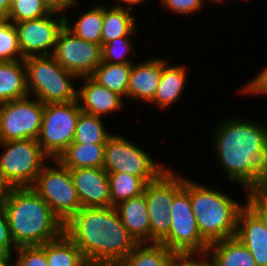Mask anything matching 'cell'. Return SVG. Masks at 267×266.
<instances>
[{
  "mask_svg": "<svg viewBox=\"0 0 267 266\" xmlns=\"http://www.w3.org/2000/svg\"><path fill=\"white\" fill-rule=\"evenodd\" d=\"M214 131L216 156L227 176L247 191L267 190V127L237 118Z\"/></svg>",
  "mask_w": 267,
  "mask_h": 266,
  "instance_id": "obj_1",
  "label": "cell"
},
{
  "mask_svg": "<svg viewBox=\"0 0 267 266\" xmlns=\"http://www.w3.org/2000/svg\"><path fill=\"white\" fill-rule=\"evenodd\" d=\"M64 233L89 265L117 266L138 244L115 207H81L64 223Z\"/></svg>",
  "mask_w": 267,
  "mask_h": 266,
  "instance_id": "obj_2",
  "label": "cell"
},
{
  "mask_svg": "<svg viewBox=\"0 0 267 266\" xmlns=\"http://www.w3.org/2000/svg\"><path fill=\"white\" fill-rule=\"evenodd\" d=\"M2 208L16 247L41 246L64 232V223L31 187H15Z\"/></svg>",
  "mask_w": 267,
  "mask_h": 266,
  "instance_id": "obj_3",
  "label": "cell"
},
{
  "mask_svg": "<svg viewBox=\"0 0 267 266\" xmlns=\"http://www.w3.org/2000/svg\"><path fill=\"white\" fill-rule=\"evenodd\" d=\"M201 236L209 243L236 235L237 220L244 207L217 189H208L183 177Z\"/></svg>",
  "mask_w": 267,
  "mask_h": 266,
  "instance_id": "obj_4",
  "label": "cell"
},
{
  "mask_svg": "<svg viewBox=\"0 0 267 266\" xmlns=\"http://www.w3.org/2000/svg\"><path fill=\"white\" fill-rule=\"evenodd\" d=\"M27 89L43 104L68 103L77 100V89L70 80L77 78L63 68L53 55L24 59Z\"/></svg>",
  "mask_w": 267,
  "mask_h": 266,
  "instance_id": "obj_5",
  "label": "cell"
},
{
  "mask_svg": "<svg viewBox=\"0 0 267 266\" xmlns=\"http://www.w3.org/2000/svg\"><path fill=\"white\" fill-rule=\"evenodd\" d=\"M81 111L78 100L44 104L42 124L36 140L49 158L57 160L73 142Z\"/></svg>",
  "mask_w": 267,
  "mask_h": 266,
  "instance_id": "obj_6",
  "label": "cell"
},
{
  "mask_svg": "<svg viewBox=\"0 0 267 266\" xmlns=\"http://www.w3.org/2000/svg\"><path fill=\"white\" fill-rule=\"evenodd\" d=\"M55 163L56 167L45 165L30 187L47 202L52 212L66 223L81 208V203L69 168L57 160Z\"/></svg>",
  "mask_w": 267,
  "mask_h": 266,
  "instance_id": "obj_7",
  "label": "cell"
},
{
  "mask_svg": "<svg viewBox=\"0 0 267 266\" xmlns=\"http://www.w3.org/2000/svg\"><path fill=\"white\" fill-rule=\"evenodd\" d=\"M0 169L14 187H30L49 158L36 139L0 141Z\"/></svg>",
  "mask_w": 267,
  "mask_h": 266,
  "instance_id": "obj_8",
  "label": "cell"
},
{
  "mask_svg": "<svg viewBox=\"0 0 267 266\" xmlns=\"http://www.w3.org/2000/svg\"><path fill=\"white\" fill-rule=\"evenodd\" d=\"M182 189L183 177L169 169H165L156 179L146 184L144 194L147 201L151 243H160L169 234L172 202Z\"/></svg>",
  "mask_w": 267,
  "mask_h": 266,
  "instance_id": "obj_9",
  "label": "cell"
},
{
  "mask_svg": "<svg viewBox=\"0 0 267 266\" xmlns=\"http://www.w3.org/2000/svg\"><path fill=\"white\" fill-rule=\"evenodd\" d=\"M169 234L160 242L174 255L206 253L209 243L201 236L190 195L183 188L173 199Z\"/></svg>",
  "mask_w": 267,
  "mask_h": 266,
  "instance_id": "obj_10",
  "label": "cell"
},
{
  "mask_svg": "<svg viewBox=\"0 0 267 266\" xmlns=\"http://www.w3.org/2000/svg\"><path fill=\"white\" fill-rule=\"evenodd\" d=\"M103 169L107 173H128L143 178L147 183L165 169L147 152L123 136L112 134L105 143Z\"/></svg>",
  "mask_w": 267,
  "mask_h": 266,
  "instance_id": "obj_11",
  "label": "cell"
},
{
  "mask_svg": "<svg viewBox=\"0 0 267 266\" xmlns=\"http://www.w3.org/2000/svg\"><path fill=\"white\" fill-rule=\"evenodd\" d=\"M44 104L29 97L0 104V141L37 139Z\"/></svg>",
  "mask_w": 267,
  "mask_h": 266,
  "instance_id": "obj_12",
  "label": "cell"
},
{
  "mask_svg": "<svg viewBox=\"0 0 267 266\" xmlns=\"http://www.w3.org/2000/svg\"><path fill=\"white\" fill-rule=\"evenodd\" d=\"M53 56L77 78L92 76L102 63L101 45L78 38L66 25L59 32Z\"/></svg>",
  "mask_w": 267,
  "mask_h": 266,
  "instance_id": "obj_13",
  "label": "cell"
},
{
  "mask_svg": "<svg viewBox=\"0 0 267 266\" xmlns=\"http://www.w3.org/2000/svg\"><path fill=\"white\" fill-rule=\"evenodd\" d=\"M54 14L57 12L52 11L38 19L14 23L18 33V45L24 59L53 55L59 32L65 25V16L54 19Z\"/></svg>",
  "mask_w": 267,
  "mask_h": 266,
  "instance_id": "obj_14",
  "label": "cell"
},
{
  "mask_svg": "<svg viewBox=\"0 0 267 266\" xmlns=\"http://www.w3.org/2000/svg\"><path fill=\"white\" fill-rule=\"evenodd\" d=\"M81 207H114L108 173L103 168L69 169Z\"/></svg>",
  "mask_w": 267,
  "mask_h": 266,
  "instance_id": "obj_15",
  "label": "cell"
},
{
  "mask_svg": "<svg viewBox=\"0 0 267 266\" xmlns=\"http://www.w3.org/2000/svg\"><path fill=\"white\" fill-rule=\"evenodd\" d=\"M235 236L251 252L257 266H267V229L246 204L239 212Z\"/></svg>",
  "mask_w": 267,
  "mask_h": 266,
  "instance_id": "obj_16",
  "label": "cell"
},
{
  "mask_svg": "<svg viewBox=\"0 0 267 266\" xmlns=\"http://www.w3.org/2000/svg\"><path fill=\"white\" fill-rule=\"evenodd\" d=\"M84 83L77 91L78 102L85 113L101 116L122 108L123 98L116 92L100 85L91 76L81 78ZM80 100V101H79Z\"/></svg>",
  "mask_w": 267,
  "mask_h": 266,
  "instance_id": "obj_17",
  "label": "cell"
},
{
  "mask_svg": "<svg viewBox=\"0 0 267 266\" xmlns=\"http://www.w3.org/2000/svg\"><path fill=\"white\" fill-rule=\"evenodd\" d=\"M162 73V59H152L132 65L127 98L151 102L154 99Z\"/></svg>",
  "mask_w": 267,
  "mask_h": 266,
  "instance_id": "obj_18",
  "label": "cell"
},
{
  "mask_svg": "<svg viewBox=\"0 0 267 266\" xmlns=\"http://www.w3.org/2000/svg\"><path fill=\"white\" fill-rule=\"evenodd\" d=\"M122 223L137 243H150V222L145 194L124 200L115 206Z\"/></svg>",
  "mask_w": 267,
  "mask_h": 266,
  "instance_id": "obj_19",
  "label": "cell"
},
{
  "mask_svg": "<svg viewBox=\"0 0 267 266\" xmlns=\"http://www.w3.org/2000/svg\"><path fill=\"white\" fill-rule=\"evenodd\" d=\"M29 96L24 59L0 61V104Z\"/></svg>",
  "mask_w": 267,
  "mask_h": 266,
  "instance_id": "obj_20",
  "label": "cell"
},
{
  "mask_svg": "<svg viewBox=\"0 0 267 266\" xmlns=\"http://www.w3.org/2000/svg\"><path fill=\"white\" fill-rule=\"evenodd\" d=\"M186 67L181 65H167L162 59V73L154 99L151 104H157L159 108L165 109L173 105L182 95L186 83Z\"/></svg>",
  "mask_w": 267,
  "mask_h": 266,
  "instance_id": "obj_21",
  "label": "cell"
},
{
  "mask_svg": "<svg viewBox=\"0 0 267 266\" xmlns=\"http://www.w3.org/2000/svg\"><path fill=\"white\" fill-rule=\"evenodd\" d=\"M207 253L217 266H257L251 252L236 236L211 243Z\"/></svg>",
  "mask_w": 267,
  "mask_h": 266,
  "instance_id": "obj_22",
  "label": "cell"
},
{
  "mask_svg": "<svg viewBox=\"0 0 267 266\" xmlns=\"http://www.w3.org/2000/svg\"><path fill=\"white\" fill-rule=\"evenodd\" d=\"M105 144L71 143L59 156L64 167L76 168H103Z\"/></svg>",
  "mask_w": 267,
  "mask_h": 266,
  "instance_id": "obj_23",
  "label": "cell"
},
{
  "mask_svg": "<svg viewBox=\"0 0 267 266\" xmlns=\"http://www.w3.org/2000/svg\"><path fill=\"white\" fill-rule=\"evenodd\" d=\"M131 6L114 5L108 9L104 7L103 27L101 31V46L119 37H130L134 34L136 25Z\"/></svg>",
  "mask_w": 267,
  "mask_h": 266,
  "instance_id": "obj_24",
  "label": "cell"
},
{
  "mask_svg": "<svg viewBox=\"0 0 267 266\" xmlns=\"http://www.w3.org/2000/svg\"><path fill=\"white\" fill-rule=\"evenodd\" d=\"M40 247L46 253L48 266H90L81 250L64 232Z\"/></svg>",
  "mask_w": 267,
  "mask_h": 266,
  "instance_id": "obj_25",
  "label": "cell"
},
{
  "mask_svg": "<svg viewBox=\"0 0 267 266\" xmlns=\"http://www.w3.org/2000/svg\"><path fill=\"white\" fill-rule=\"evenodd\" d=\"M174 256L162 243H138L117 266H173Z\"/></svg>",
  "mask_w": 267,
  "mask_h": 266,
  "instance_id": "obj_26",
  "label": "cell"
},
{
  "mask_svg": "<svg viewBox=\"0 0 267 266\" xmlns=\"http://www.w3.org/2000/svg\"><path fill=\"white\" fill-rule=\"evenodd\" d=\"M133 63L102 62L92 74V78L110 91L127 97L129 75Z\"/></svg>",
  "mask_w": 267,
  "mask_h": 266,
  "instance_id": "obj_27",
  "label": "cell"
},
{
  "mask_svg": "<svg viewBox=\"0 0 267 266\" xmlns=\"http://www.w3.org/2000/svg\"><path fill=\"white\" fill-rule=\"evenodd\" d=\"M65 15V25L78 38L101 45V31L104 19V6L97 5L82 14L73 27L69 25L68 17Z\"/></svg>",
  "mask_w": 267,
  "mask_h": 266,
  "instance_id": "obj_28",
  "label": "cell"
},
{
  "mask_svg": "<svg viewBox=\"0 0 267 266\" xmlns=\"http://www.w3.org/2000/svg\"><path fill=\"white\" fill-rule=\"evenodd\" d=\"M111 203L115 207L124 200L144 193L147 182L128 173H108Z\"/></svg>",
  "mask_w": 267,
  "mask_h": 266,
  "instance_id": "obj_29",
  "label": "cell"
},
{
  "mask_svg": "<svg viewBox=\"0 0 267 266\" xmlns=\"http://www.w3.org/2000/svg\"><path fill=\"white\" fill-rule=\"evenodd\" d=\"M111 135L104 129L101 116L81 111L72 143L105 144Z\"/></svg>",
  "mask_w": 267,
  "mask_h": 266,
  "instance_id": "obj_30",
  "label": "cell"
},
{
  "mask_svg": "<svg viewBox=\"0 0 267 266\" xmlns=\"http://www.w3.org/2000/svg\"><path fill=\"white\" fill-rule=\"evenodd\" d=\"M52 11L40 0H15L11 3L8 21L18 23L24 20L38 19Z\"/></svg>",
  "mask_w": 267,
  "mask_h": 266,
  "instance_id": "obj_31",
  "label": "cell"
},
{
  "mask_svg": "<svg viewBox=\"0 0 267 266\" xmlns=\"http://www.w3.org/2000/svg\"><path fill=\"white\" fill-rule=\"evenodd\" d=\"M24 59L18 45V33L14 23L0 19V61Z\"/></svg>",
  "mask_w": 267,
  "mask_h": 266,
  "instance_id": "obj_32",
  "label": "cell"
},
{
  "mask_svg": "<svg viewBox=\"0 0 267 266\" xmlns=\"http://www.w3.org/2000/svg\"><path fill=\"white\" fill-rule=\"evenodd\" d=\"M129 37H119L101 46L102 62L131 63L125 56L132 50Z\"/></svg>",
  "mask_w": 267,
  "mask_h": 266,
  "instance_id": "obj_33",
  "label": "cell"
},
{
  "mask_svg": "<svg viewBox=\"0 0 267 266\" xmlns=\"http://www.w3.org/2000/svg\"><path fill=\"white\" fill-rule=\"evenodd\" d=\"M18 260L15 266H48L45 251L40 246L17 247Z\"/></svg>",
  "mask_w": 267,
  "mask_h": 266,
  "instance_id": "obj_34",
  "label": "cell"
},
{
  "mask_svg": "<svg viewBox=\"0 0 267 266\" xmlns=\"http://www.w3.org/2000/svg\"><path fill=\"white\" fill-rule=\"evenodd\" d=\"M246 205L259 217L267 229V190L248 191Z\"/></svg>",
  "mask_w": 267,
  "mask_h": 266,
  "instance_id": "obj_35",
  "label": "cell"
},
{
  "mask_svg": "<svg viewBox=\"0 0 267 266\" xmlns=\"http://www.w3.org/2000/svg\"><path fill=\"white\" fill-rule=\"evenodd\" d=\"M168 10L174 13L186 15L199 11L203 7L204 0H160Z\"/></svg>",
  "mask_w": 267,
  "mask_h": 266,
  "instance_id": "obj_36",
  "label": "cell"
},
{
  "mask_svg": "<svg viewBox=\"0 0 267 266\" xmlns=\"http://www.w3.org/2000/svg\"><path fill=\"white\" fill-rule=\"evenodd\" d=\"M12 247H14L15 250L17 248L12 240L4 209L0 207V252L12 253L11 250H14Z\"/></svg>",
  "mask_w": 267,
  "mask_h": 266,
  "instance_id": "obj_37",
  "label": "cell"
},
{
  "mask_svg": "<svg viewBox=\"0 0 267 266\" xmlns=\"http://www.w3.org/2000/svg\"><path fill=\"white\" fill-rule=\"evenodd\" d=\"M195 254H178L174 256L173 266H217L214 259L209 255V253H201L197 257H200L203 261L194 260ZM206 256V259H205ZM193 258V259H192ZM208 258V260H207ZM211 259V260H210ZM207 260V261H206Z\"/></svg>",
  "mask_w": 267,
  "mask_h": 266,
  "instance_id": "obj_38",
  "label": "cell"
},
{
  "mask_svg": "<svg viewBox=\"0 0 267 266\" xmlns=\"http://www.w3.org/2000/svg\"><path fill=\"white\" fill-rule=\"evenodd\" d=\"M242 93H253V94H265L267 95V67L259 73L252 81L248 82L243 88L241 89Z\"/></svg>",
  "mask_w": 267,
  "mask_h": 266,
  "instance_id": "obj_39",
  "label": "cell"
},
{
  "mask_svg": "<svg viewBox=\"0 0 267 266\" xmlns=\"http://www.w3.org/2000/svg\"><path fill=\"white\" fill-rule=\"evenodd\" d=\"M14 188L15 187L5 177L4 173L0 169V207H3Z\"/></svg>",
  "mask_w": 267,
  "mask_h": 266,
  "instance_id": "obj_40",
  "label": "cell"
},
{
  "mask_svg": "<svg viewBox=\"0 0 267 266\" xmlns=\"http://www.w3.org/2000/svg\"><path fill=\"white\" fill-rule=\"evenodd\" d=\"M42 1L51 11L61 12L68 9L60 0H40Z\"/></svg>",
  "mask_w": 267,
  "mask_h": 266,
  "instance_id": "obj_41",
  "label": "cell"
},
{
  "mask_svg": "<svg viewBox=\"0 0 267 266\" xmlns=\"http://www.w3.org/2000/svg\"><path fill=\"white\" fill-rule=\"evenodd\" d=\"M11 6V0H0V19H7Z\"/></svg>",
  "mask_w": 267,
  "mask_h": 266,
  "instance_id": "obj_42",
  "label": "cell"
},
{
  "mask_svg": "<svg viewBox=\"0 0 267 266\" xmlns=\"http://www.w3.org/2000/svg\"><path fill=\"white\" fill-rule=\"evenodd\" d=\"M12 253L0 252V266H12L11 263Z\"/></svg>",
  "mask_w": 267,
  "mask_h": 266,
  "instance_id": "obj_43",
  "label": "cell"
},
{
  "mask_svg": "<svg viewBox=\"0 0 267 266\" xmlns=\"http://www.w3.org/2000/svg\"><path fill=\"white\" fill-rule=\"evenodd\" d=\"M117 1H123V2H125V3H128L129 5H136V4H138V3H142V4H144L145 2H144V0H117Z\"/></svg>",
  "mask_w": 267,
  "mask_h": 266,
  "instance_id": "obj_44",
  "label": "cell"
},
{
  "mask_svg": "<svg viewBox=\"0 0 267 266\" xmlns=\"http://www.w3.org/2000/svg\"><path fill=\"white\" fill-rule=\"evenodd\" d=\"M66 7H72L75 5L76 0H60Z\"/></svg>",
  "mask_w": 267,
  "mask_h": 266,
  "instance_id": "obj_45",
  "label": "cell"
},
{
  "mask_svg": "<svg viewBox=\"0 0 267 266\" xmlns=\"http://www.w3.org/2000/svg\"><path fill=\"white\" fill-rule=\"evenodd\" d=\"M204 1L219 2V0H204Z\"/></svg>",
  "mask_w": 267,
  "mask_h": 266,
  "instance_id": "obj_46",
  "label": "cell"
}]
</instances>
